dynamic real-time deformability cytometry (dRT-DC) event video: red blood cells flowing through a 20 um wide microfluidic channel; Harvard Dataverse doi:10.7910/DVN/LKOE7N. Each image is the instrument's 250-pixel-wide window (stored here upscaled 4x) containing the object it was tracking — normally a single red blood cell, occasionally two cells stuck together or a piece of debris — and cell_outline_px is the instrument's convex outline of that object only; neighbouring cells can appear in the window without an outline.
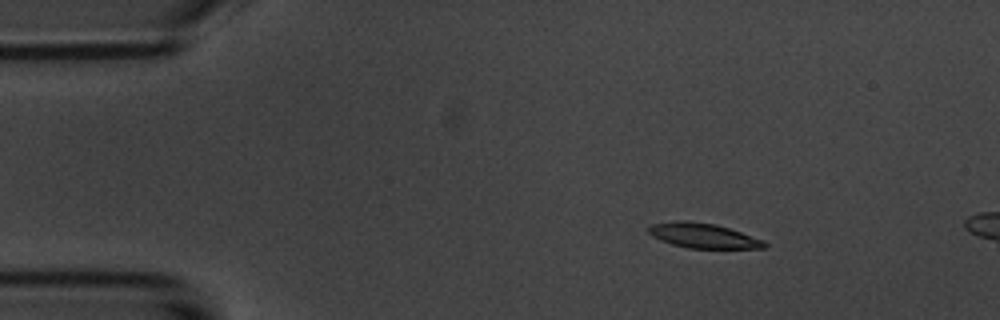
{"species": "common noctule bat (a hibernating species)", "species_latin": "Nyctalus noctula", "temperature_condition": "room temperature", "stored_images_in_passage": 4, "camera_frame_rate_fps": 3000, "um_per_image_px": 0.085, "animal": {"sex": "male", "body_mass_g": 20.1, "forearm_length_mm": 53.5}, "frame": {"image": 1, "passage_image": 2, "time_ms": 2.333, "image_size_px": [1000, 320], "cell_outline_px": [[768, 244], [764, 248], [688, 248], [672, 244], [660, 240], [652, 236], [648, 232], [648, 228], [652, 224], [676, 220], [688, 220], [716, 224], [764, 240]], "centroid_in_image_um": [59.75, 20.02], "position_along_channel_um": 25.3, "area_um2": 16.76}}